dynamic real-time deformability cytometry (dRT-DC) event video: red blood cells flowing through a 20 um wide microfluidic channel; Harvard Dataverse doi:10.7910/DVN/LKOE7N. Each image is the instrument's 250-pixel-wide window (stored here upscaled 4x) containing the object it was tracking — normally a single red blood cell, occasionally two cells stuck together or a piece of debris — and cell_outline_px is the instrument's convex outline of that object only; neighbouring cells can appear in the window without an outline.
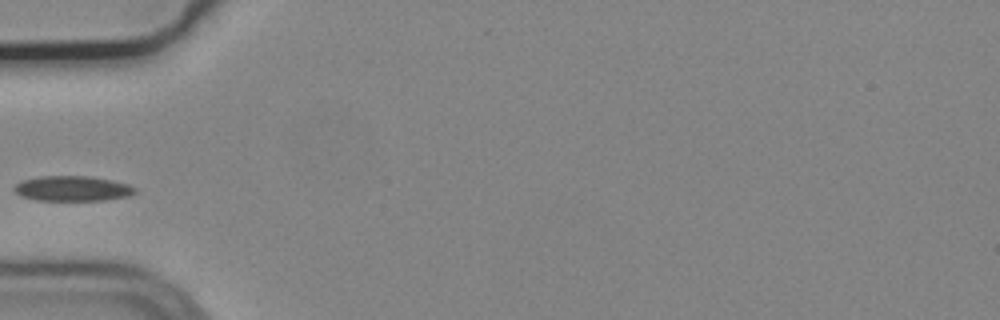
{"species": "common noctule bat (a hibernating species)", "species_latin": "Nyctalus noctula", "temperature_condition": "cold", "stored_images_in_passage": 4, "camera_frame_rate_fps": 3000, "um_per_image_px": 0.085, "animal": {"sex": "male", "body_mass_g": 19.2, "forearm_length_mm": 51.8}, "frame": {"image": 1, "passage_image": 4, "time_ms": 1.0, "image_size_px": [1000, 320], "cell_outline_px": [[136, 192], [128, 196], [104, 200], [36, 200], [20, 196], [12, 188], [16, 184], [24, 180], [40, 176], [92, 176], [112, 180], [128, 184], [136, 188]], "centroid_in_image_um": [6.16, 16.02], "position_along_channel_um": 78.8, "area_um2": 17.69}}